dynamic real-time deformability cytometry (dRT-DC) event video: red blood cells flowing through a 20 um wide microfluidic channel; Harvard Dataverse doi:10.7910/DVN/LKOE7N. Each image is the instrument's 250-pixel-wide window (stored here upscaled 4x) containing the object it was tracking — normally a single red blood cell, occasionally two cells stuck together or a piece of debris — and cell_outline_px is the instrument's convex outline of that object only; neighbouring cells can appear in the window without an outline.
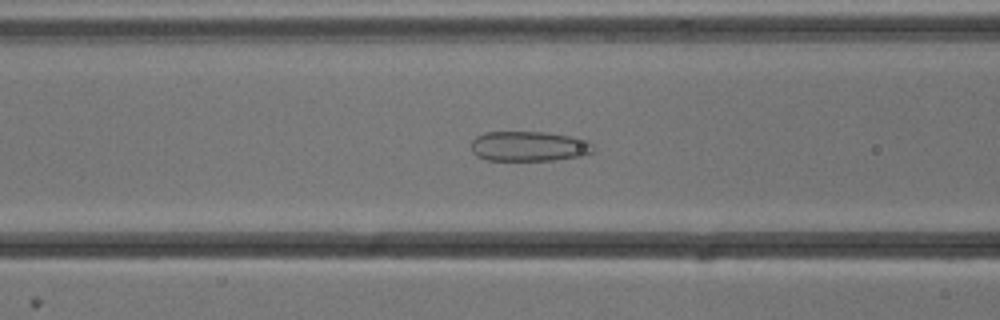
{"species": "common noctule bat (a hibernating species)", "species_latin": "Nyctalus noctula", "temperature_condition": "cold", "stored_images_in_passage": 52, "camera_frame_rate_fps": 3000, "um_per_image_px": 0.085, "animal": {"sex": "male", "body_mass_g": 13.3}, "frame": {"image": 1, "passage_image": 20, "time_ms": 6.333, "image_size_px": [1000, 320], "cell_outline_px": [[596, 148], [592, 152], [580, 156], [556, 160], [484, 160], [476, 156], [472, 152], [472, 140], [476, 136], [484, 132], [548, 132], [588, 140]], "centroid_in_image_um": [44.95, 12.43], "position_along_channel_um": 121.7, "area_um2": 21.5}}
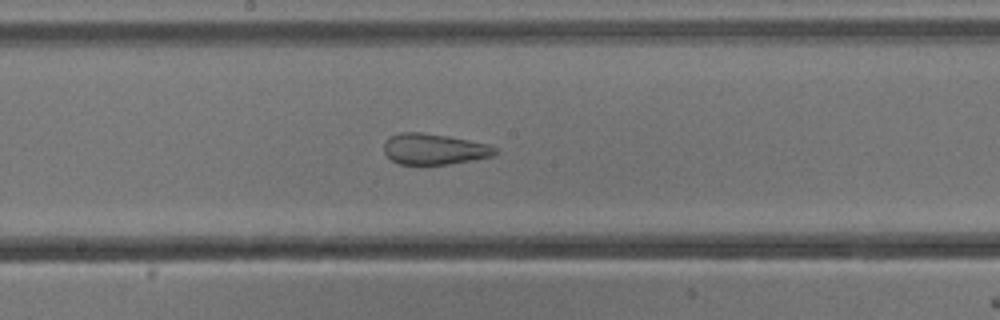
{"frame": {"image": 2, "passage_image": 27, "time_ms": 8.667, "image_size_px": [1000, 320], "cell_outline_px": [[496, 152], [492, 156], [472, 160], [448, 164], [400, 164], [392, 160], [384, 152], [384, 144], [388, 136], [400, 132], [420, 132], [448, 136], [488, 144], [496, 148]], "centroid_in_image_um": [36.87, 12.66], "position_along_channel_um": 211.3, "area_um2": 19.88}}
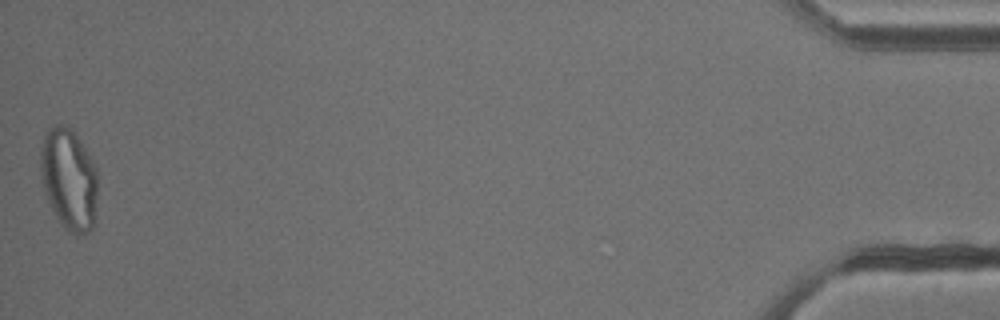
{"frame": {"image": 3, "passage_image": 52, "time_ms": 17.0, "image_size_px": [1000, 320], "cell_outline_px": [[96, 196], [92, 228], [84, 236], [68, 232], [60, 224], [44, 192], [40, 168], [40, 152], [44, 132], [48, 128], [56, 124], [60, 124], [72, 128], [96, 168]], "centroid_in_image_um": [5.82, 15.22], "position_along_channel_um": 429.4, "area_um2": 33.7}, "authors_computed_cell_mechanics": {"area_um2": 28.5243, "velocity_mm_per_s": 3.8224, "shape_relaxation_time_tau1_ms": null, "shape_relaxation_time_tau2_ms": 1.3964, "deformation_change_tau1": null, "deformation_change_tau2": 0.1}}